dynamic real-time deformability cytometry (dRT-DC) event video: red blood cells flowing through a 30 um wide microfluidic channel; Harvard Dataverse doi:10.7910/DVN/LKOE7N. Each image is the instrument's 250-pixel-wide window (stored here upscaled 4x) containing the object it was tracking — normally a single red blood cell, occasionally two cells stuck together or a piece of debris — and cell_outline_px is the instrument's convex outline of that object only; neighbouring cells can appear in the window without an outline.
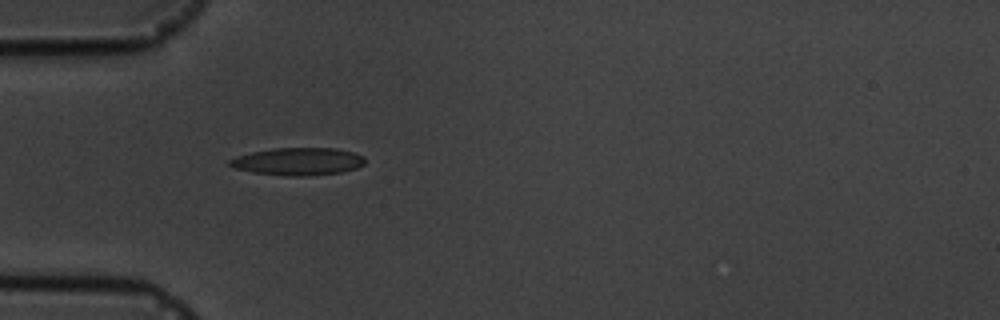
{"species": "common noctule bat (a hibernating species)", "species_latin": "Nyctalus noctula", "temperature_condition": "cold", "stored_images_in_passage": 11, "camera_frame_rate_fps": 3000, "um_per_image_px": 0.085, "animal": {"sex": "male", "body_mass_g": 19.5, "forearm_length_mm": 54.6}, "frame": {"image": 1, "passage_image": 1, "time_ms": 0.0, "image_size_px": [1000, 320], "cell_outline_px": [[364, 164], [356, 168], [340, 172], [308, 176], [296, 176], [252, 172], [236, 168], [228, 164], [228, 160], [236, 156], [252, 152], [272, 148], [336, 148], [352, 152], [364, 156]], "centroid_in_image_um": [25.33, 13.71], "position_along_channel_um": 59.7, "area_um2": 21.56}}
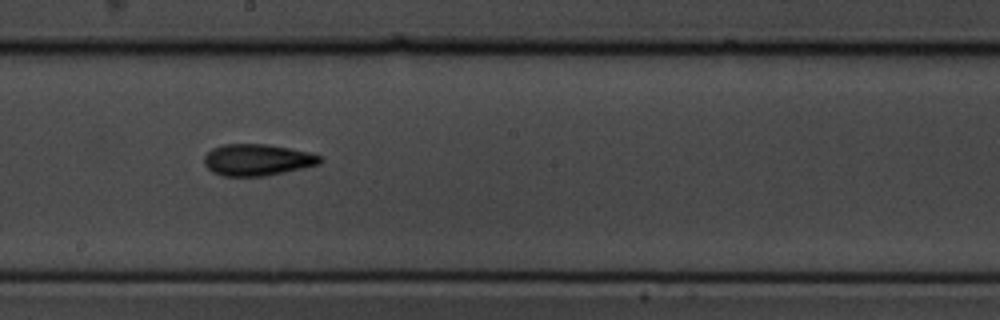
{"frame": {"image": 2, "passage_image": 5, "time_ms": 4.667, "image_size_px": [1000, 320], "cell_outline_px": [[324, 160], [320, 164], [284, 172], [264, 176], [224, 176], [212, 172], [204, 164], [204, 156], [212, 148], [224, 144], [268, 144], [308, 152], [320, 156]], "centroid_in_image_um": [21.86, 13.59], "position_along_channel_um": 226.3, "area_um2": 21.27}}
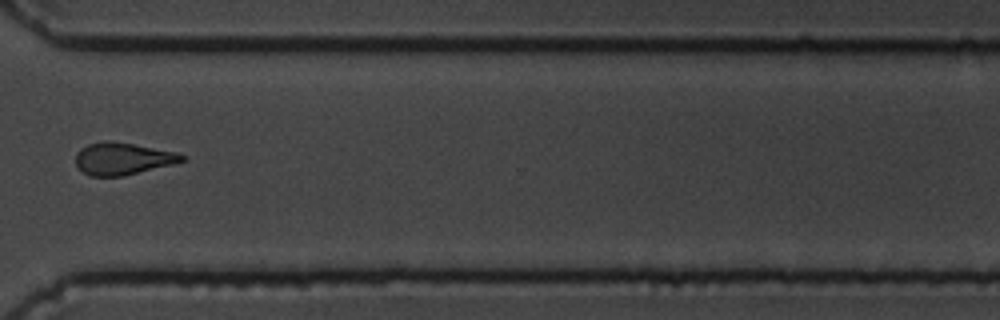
{"frame": {"image": 3, "passage_image": 8, "time_ms": 8.333, "image_size_px": [1000, 320], "cell_outline_px": [[188, 156], [184, 160], [172, 164], [124, 176], [92, 176], [76, 168], [76, 156], [80, 148], [88, 144], [108, 140], [112, 140], [176, 152]], "centroid_in_image_um": [10.41, 13.48], "position_along_channel_um": 360.2, "area_um2": 19.88}, "authors_computed_cell_mechanics": {"area_um2": 20.0566, "velocity_mm_per_s": 3.6623, "shape_relaxation_time_tau1_ms": 5.182, "shape_relaxation_time_tau2_ms": 3.4353, "deformation_change_tau1": 0.1174, "deformation_change_tau2": 0.104}}